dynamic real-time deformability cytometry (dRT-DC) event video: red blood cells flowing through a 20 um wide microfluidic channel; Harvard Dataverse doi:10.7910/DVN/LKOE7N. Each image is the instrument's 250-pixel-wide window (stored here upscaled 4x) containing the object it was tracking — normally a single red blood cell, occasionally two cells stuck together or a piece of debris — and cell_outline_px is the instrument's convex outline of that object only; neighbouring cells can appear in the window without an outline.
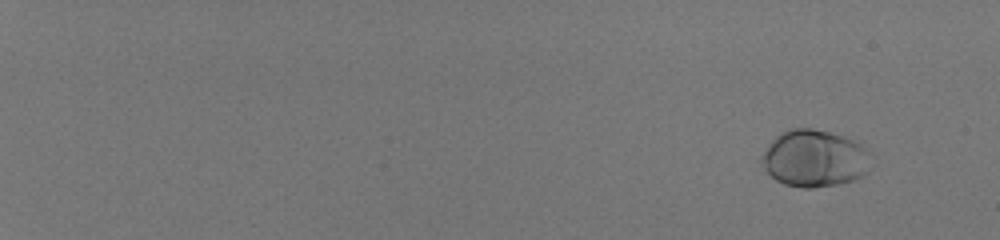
{"species": "human", "species_latin": "Homo sapiens", "temperature_condition": "room temperature", "stored_images_in_passage": 58, "camera_frame_rate_fps": 3000, "um_per_image_px": 0.085, "donor": {"sex": "male"}, "frame": {"image": 1, "passage_image": 6, "time_ms": 1.667, "image_size_px": [1000, 240], "cell_outline_px": [[868, 172], [852, 180], [840, 184], [812, 188], [804, 188], [784, 184], [776, 180], [760, 164], [760, 156], [768, 144], [780, 132], [792, 128], [812, 128], [844, 136], [860, 144], [868, 152]], "centroid_in_image_um": [69.17, 13.47], "position_along_channel_um": 15.8, "area_um2": 36.24}}
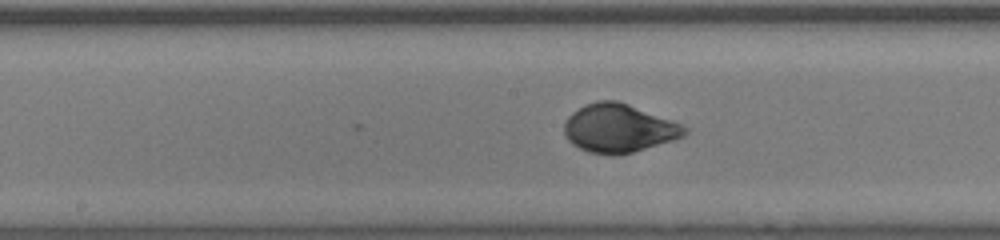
{"frame": {"image": 2, "passage_image": 37, "time_ms": 12.0, "image_size_px": [1000, 240], "cell_outline_px": [[688, 132], [684, 136], [672, 140], [632, 152], [588, 152], [572, 144], [568, 140], [564, 132], [564, 124], [568, 116], [572, 112], [584, 104], [596, 100], [616, 100], [628, 104], [672, 120], [688, 128]], "centroid_in_image_um": [52.58, 10.86], "position_along_channel_um": 195.6, "area_um2": 33.29}}
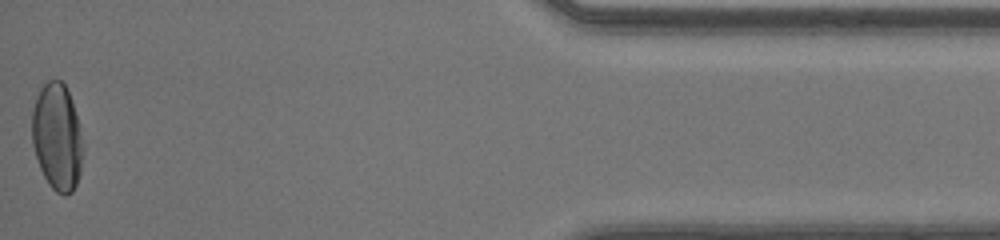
{"frame": {"image": 3, "passage_image": 58, "time_ms": 19.0, "image_size_px": [1000, 240], "cell_outline_px": [[84, 144], [80, 172], [76, 184], [72, 192], [64, 196], [56, 192], [48, 184], [40, 168], [32, 144], [32, 112], [36, 96], [40, 88], [48, 80], [60, 80], [64, 84], [68, 92], [76, 116]], "centroid_in_image_um": [4.85, 11.66], "position_along_channel_um": 430.4, "area_um2": 31.73}, "authors_computed_cell_mechanics": {"area_um2": 33.5529, "velocity_mm_per_s": 4.1177, "shape_relaxation_time_tau1_ms": 2.8723, "shape_relaxation_time_tau2_ms": null, "deformation_change_tau1": 0.1607, "deformation_change_tau2": null}}